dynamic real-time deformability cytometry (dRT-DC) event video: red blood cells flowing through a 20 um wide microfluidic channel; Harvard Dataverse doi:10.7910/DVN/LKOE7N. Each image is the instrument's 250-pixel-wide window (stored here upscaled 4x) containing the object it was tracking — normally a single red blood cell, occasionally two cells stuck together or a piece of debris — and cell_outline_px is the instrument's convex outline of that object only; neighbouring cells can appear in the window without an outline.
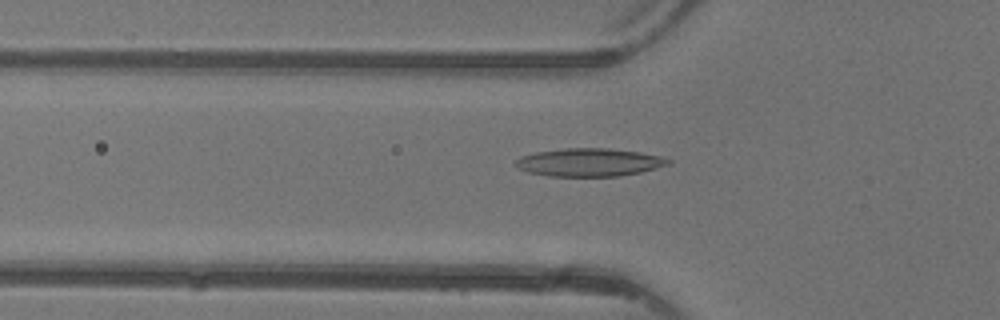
{"species": "common noctule bat (a hibernating species)", "species_latin": "Nyctalus noctula", "temperature_condition": "warm", "stored_images_in_passage": 41, "camera_frame_rate_fps": 3000, "um_per_image_px": 0.085, "animal": {"sex": "female"}, "frame": {"image": 1, "passage_image": 10, "time_ms": 3.0, "image_size_px": [1000, 320], "cell_outline_px": [[672, 164], [640, 172], [620, 176], [548, 176], [528, 172], [516, 168], [512, 164], [520, 156], [536, 152], [564, 148], [608, 148], [640, 152], [660, 156], [672, 160]], "centroid_in_image_um": [50.06, 13.8], "position_along_channel_um": 75.7, "area_um2": 25.14}}
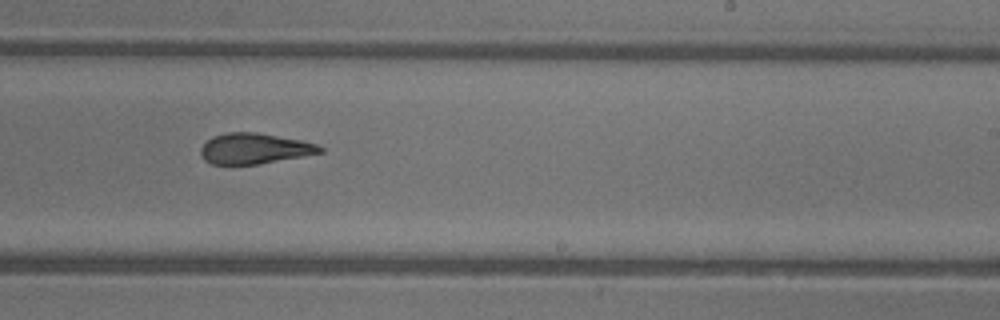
{"frame": {"image": 2, "passage_image": 23, "time_ms": 7.333, "image_size_px": [1000, 320], "cell_outline_px": [[324, 152], [304, 156], [256, 164], [212, 164], [204, 160], [200, 156], [200, 148], [212, 136], [228, 132], [256, 132], [300, 140], [316, 144], [324, 148]], "centroid_in_image_um": [21.6, 12.62], "position_along_channel_um": 267.4, "area_um2": 21.21}}
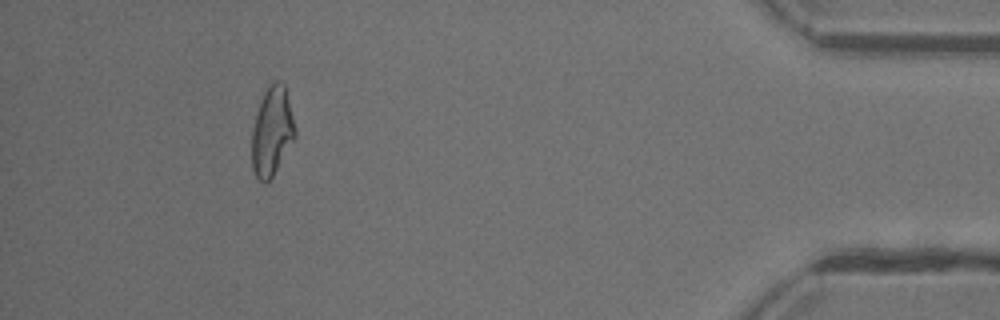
{"frame": {"image": 3, "passage_image": 37, "time_ms": 12.0, "image_size_px": [1000, 320], "cell_outline_px": [[296, 136], [272, 176], [268, 180], [260, 180], [256, 176], [252, 168], [252, 128], [264, 92], [268, 84], [276, 80], [280, 80], [284, 84], [296, 132]], "centroid_in_image_um": [23.11, 11.13], "position_along_channel_um": 412.1, "area_um2": 21.85}, "authors_computed_cell_mechanics": {"area_um2": 22.542, "velocity_mm_per_s": 4.4078, "shape_relaxation_time_tau1_ms": null, "shape_relaxation_time_tau2_ms": 2.7534, "deformation_change_tau1": null, "deformation_change_tau2": 0.1294}}